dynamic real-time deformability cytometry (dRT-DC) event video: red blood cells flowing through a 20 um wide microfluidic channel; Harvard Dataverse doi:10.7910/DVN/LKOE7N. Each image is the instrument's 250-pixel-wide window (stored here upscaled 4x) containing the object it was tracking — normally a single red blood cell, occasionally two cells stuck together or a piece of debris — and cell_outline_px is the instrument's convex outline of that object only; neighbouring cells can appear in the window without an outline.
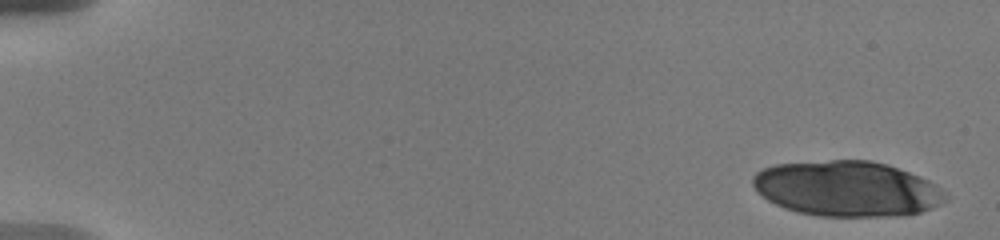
{"species": "human", "species_latin": "Homo sapiens", "temperature_condition": "warm", "stored_images_in_passage": 12, "camera_frame_rate_fps": 3000, "um_per_image_px": 0.085, "donor": {"sex": "male"}, "frame": {"image": 1, "passage_image": 1, "time_ms": 0.0, "image_size_px": [1000, 240], "cell_outline_px": [[944, 200], [940, 204], [932, 208], [920, 212], [904, 216], [820, 216], [796, 212], [776, 204], [768, 200], [756, 192], [752, 184], [752, 176], [756, 172], [764, 168], [776, 164], [832, 160], [872, 160], [888, 164], [928, 180], [936, 184], [940, 188], [944, 196]], "centroid_in_image_um": [71.96, 16.04], "position_along_channel_um": 13.0, "area_um2": 62.14}}
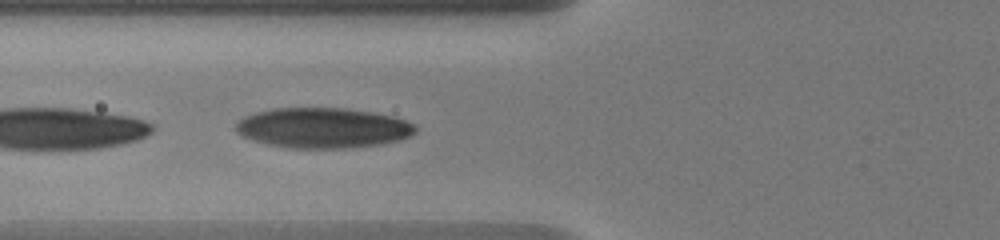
{"frame": {"image": 2, "passage_image": 12, "time_ms": 7.0, "image_size_px": [1000, 240], "cell_outline_px": [[416, 132], [400, 140], [380, 144], [344, 148], [292, 148], [268, 144], [244, 136], [236, 132], [236, 124], [244, 116], [256, 112], [272, 108], [344, 108], [372, 112], [396, 116], [412, 124], [416, 128]], "centroid_in_image_um": [27.46, 10.86], "position_along_channel_um": 98.3, "area_um2": 41.91}}